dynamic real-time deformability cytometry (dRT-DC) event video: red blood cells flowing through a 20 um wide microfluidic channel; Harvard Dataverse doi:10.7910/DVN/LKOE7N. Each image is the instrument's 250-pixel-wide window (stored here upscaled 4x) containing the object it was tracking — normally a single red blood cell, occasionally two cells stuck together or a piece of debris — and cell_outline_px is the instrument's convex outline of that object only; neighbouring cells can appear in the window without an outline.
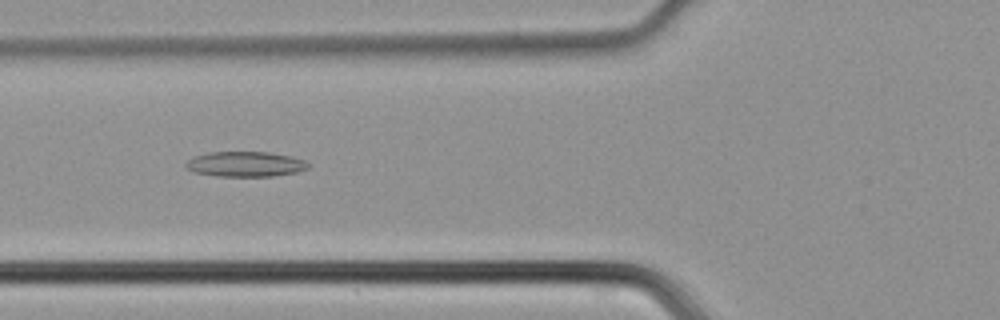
{"species": "common noctule bat (a hibernating species)", "species_latin": "Nyctalus noctula", "temperature_condition": "cold", "stored_images_in_passage": 25, "camera_frame_rate_fps": 3000, "um_per_image_px": 0.085, "animal": {"sex": "male", "body_mass_g": 21.5, "forearm_length_mm": 52.0}, "frame": {"image": 1, "passage_image": 13, "time_ms": 4.0, "image_size_px": [1000, 320], "cell_outline_px": [[308, 168], [296, 172], [272, 176], [216, 176], [192, 172], [184, 168], [184, 164], [192, 156], [208, 152], [268, 152], [292, 156], [304, 160], [308, 164]], "centroid_in_image_um": [20.78, 13.95], "position_along_channel_um": 105.0, "area_um2": 18.09}}
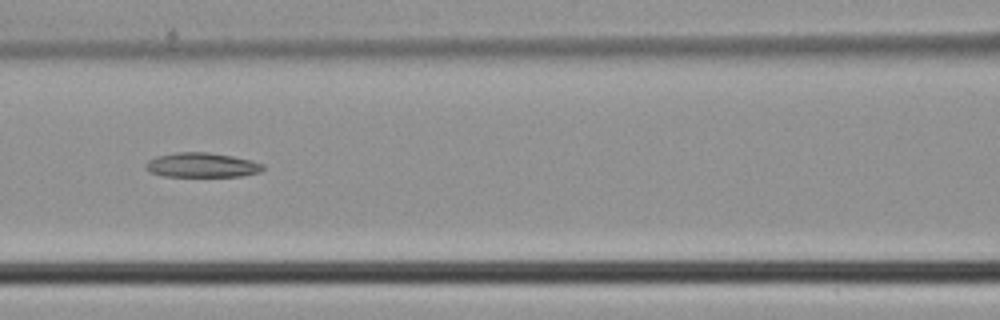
{"frame": {"image": 2, "passage_image": 16, "time_ms": 5.0, "image_size_px": [1000, 320], "cell_outline_px": [[264, 168], [260, 172], [240, 176], [164, 176], [152, 172], [144, 168], [148, 160], [156, 156], [176, 152], [208, 152], [232, 156], [252, 160], [264, 164]], "centroid_in_image_um": [17.17, 14.02], "position_along_channel_um": 149.4, "area_um2": 16.76}}